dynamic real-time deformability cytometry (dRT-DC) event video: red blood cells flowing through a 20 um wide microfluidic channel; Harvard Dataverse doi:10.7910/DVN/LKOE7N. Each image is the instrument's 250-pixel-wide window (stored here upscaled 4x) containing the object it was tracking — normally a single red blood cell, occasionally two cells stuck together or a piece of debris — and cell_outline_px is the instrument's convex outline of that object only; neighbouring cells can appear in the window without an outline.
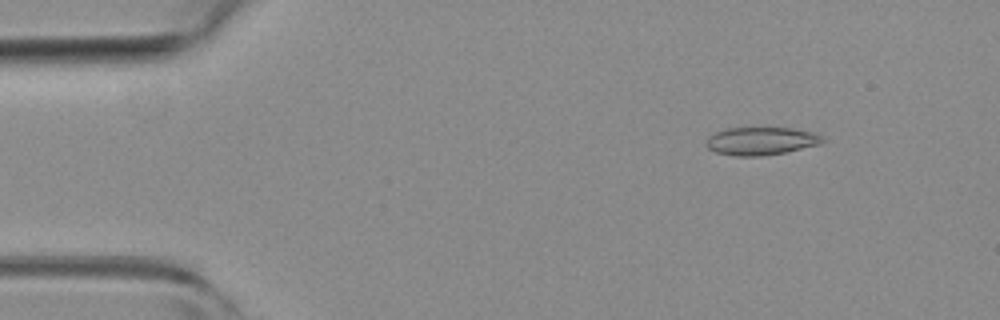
{"species": "common noctule bat (a hibernating species)", "species_latin": "Nyctalus noctula", "temperature_condition": "room temperature", "stored_images_in_passage": 49, "camera_frame_rate_fps": 3000, "um_per_image_px": 0.085, "animal": {"sex": "female", "body_mass_g": 19.3, "forearm_length_mm": 54.1}, "frame": {"image": 1, "passage_image": 4, "time_ms": 1.0, "image_size_px": [1000, 320], "cell_outline_px": [[828, 140], [820, 144], [784, 152], [760, 156], [736, 156], [716, 152], [708, 148], [704, 144], [704, 140], [708, 136], [716, 132], [728, 128], [764, 124], [792, 128], [812, 132], [824, 136]], "centroid_in_image_um": [64.69, 11.93], "position_along_channel_um": 20.3, "area_um2": 19.94}}
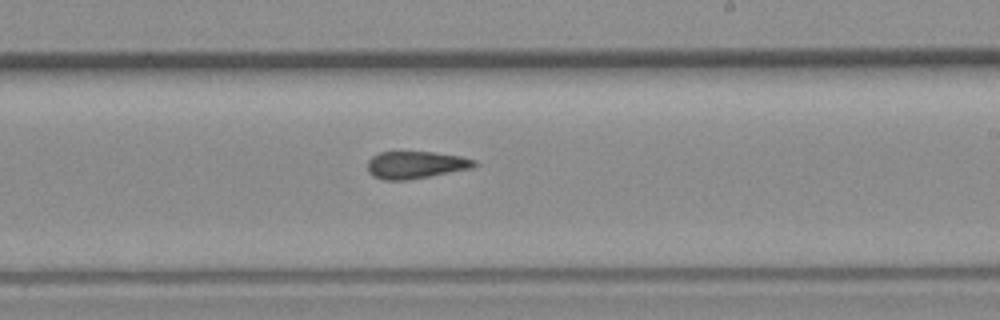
{"frame": {"image": 2, "passage_image": 28, "time_ms": 9.0, "image_size_px": [1000, 320], "cell_outline_px": [[480, 164], [472, 168], [408, 180], [384, 180], [372, 176], [368, 172], [368, 160], [372, 156], [380, 152], [432, 152], [460, 156], [476, 160]], "centroid_in_image_um": [35.34, 14.02], "position_along_channel_um": 253.7, "area_um2": 17.05}}
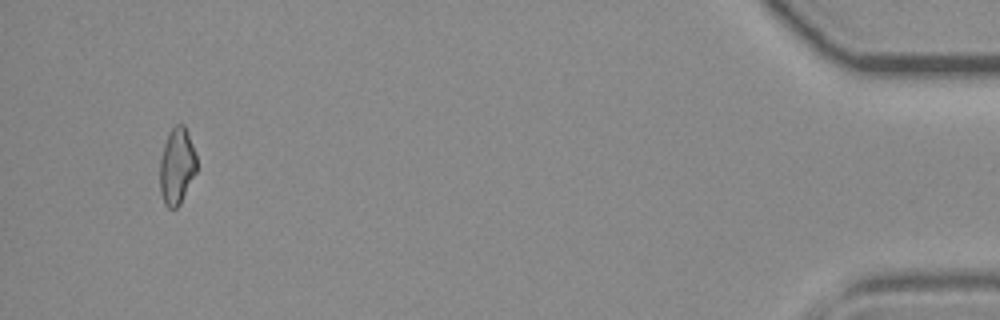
{"frame": {"image": 3, "passage_image": 47, "time_ms": 15.333, "image_size_px": [1000, 320], "cell_outline_px": [[196, 172], [180, 204], [176, 208], [168, 208], [164, 204], [160, 192], [160, 160], [164, 144], [168, 132], [176, 124], [184, 124], [188, 132], [196, 156]], "centroid_in_image_um": [15.02, 14.12], "position_along_channel_um": 420.2, "area_um2": 16.42}, "authors_computed_cell_mechanics": {"area_um2": 17.5712, "velocity_mm_per_s": 3.949, "shape_relaxation_time_tau1_ms": null, "shape_relaxation_time_tau2_ms": 3.9867, "deformation_change_tau1": null, "deformation_change_tau2": 0.1218}}